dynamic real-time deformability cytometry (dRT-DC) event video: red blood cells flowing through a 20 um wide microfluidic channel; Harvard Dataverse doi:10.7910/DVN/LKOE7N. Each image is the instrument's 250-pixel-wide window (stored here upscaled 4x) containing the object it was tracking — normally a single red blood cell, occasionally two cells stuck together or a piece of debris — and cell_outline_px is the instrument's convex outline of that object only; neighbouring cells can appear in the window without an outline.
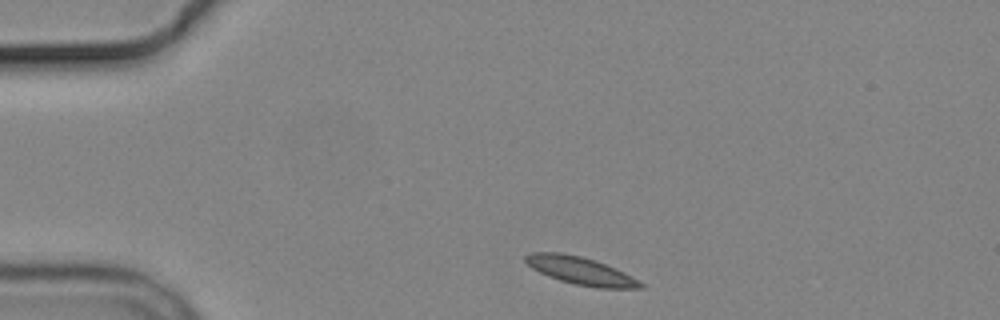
{"species": "common noctule bat (a hibernating species)", "species_latin": "Nyctalus noctula", "temperature_condition": "cold", "stored_images_in_passage": 3, "camera_frame_rate_fps": 3000, "um_per_image_px": 0.085, "animal": {"sex": "male", "body_mass_g": 19.2, "forearm_length_mm": 51.8}, "frame": {"image": 1, "passage_image": 1, "time_ms": 0.0, "image_size_px": [1000, 320], "cell_outline_px": [[644, 288], [596, 288], [576, 284], [560, 280], [548, 276], [532, 268], [524, 260], [524, 256], [532, 252], [560, 252], [580, 256], [596, 260], [616, 268], [640, 280], [644, 284]], "centroid_in_image_um": [49.38, 23.01], "position_along_channel_um": 35.6, "area_um2": 18.61}}
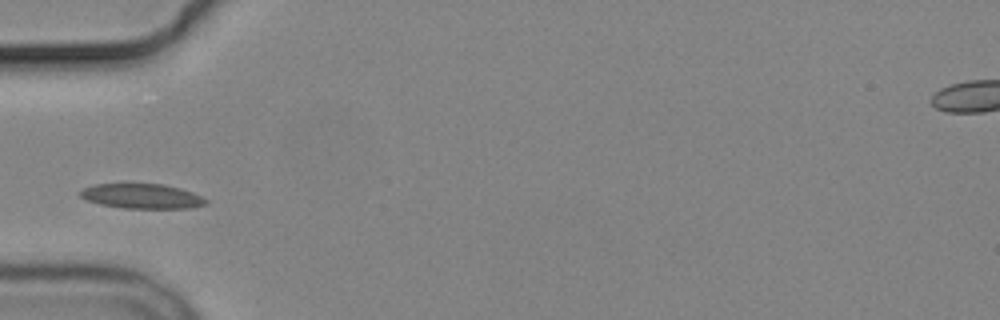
{"frame": {"image": 2, "passage_image": 3, "time_ms": 2.333, "image_size_px": [1000, 320], "cell_outline_px": [[208, 204], [192, 208], [124, 208], [100, 204], [88, 200], [80, 196], [80, 192], [84, 188], [96, 184], [164, 184], [180, 188], [192, 192], [208, 200]], "centroid_in_image_um": [12.11, 16.68], "position_along_channel_um": 72.9, "area_um2": 18.03}}